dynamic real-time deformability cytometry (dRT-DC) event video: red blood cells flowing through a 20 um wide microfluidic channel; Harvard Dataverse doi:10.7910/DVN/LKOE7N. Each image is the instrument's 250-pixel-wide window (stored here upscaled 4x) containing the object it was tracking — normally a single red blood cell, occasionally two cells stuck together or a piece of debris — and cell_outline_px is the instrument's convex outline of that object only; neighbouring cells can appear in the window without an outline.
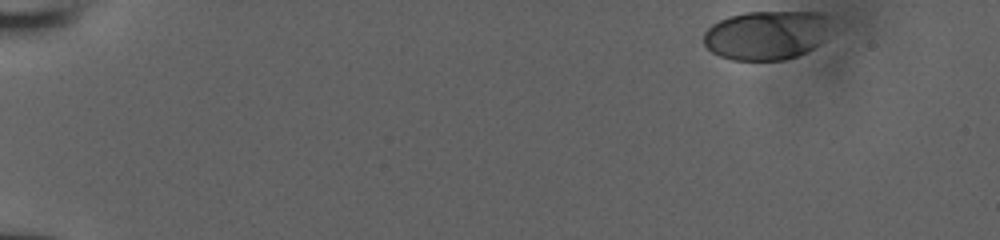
{"species": "human", "species_latin": "Homo sapiens", "temperature_condition": "room temperature", "stored_images_in_passage": 21, "camera_frame_rate_fps": 3000, "um_per_image_px": 0.085, "donor": {"sex": "male"}, "frame": {"image": 1, "passage_image": 1, "time_ms": 0.0, "image_size_px": [1000, 240], "cell_outline_px": [[828, 16], [824, 40], [820, 44], [796, 56], [784, 60], [732, 60], [720, 56], [712, 52], [704, 44], [704, 32], [712, 24], [728, 16], [744, 12], [820, 12]], "centroid_in_image_um": [65.1, 2.98], "position_along_channel_um": 19.9, "area_um2": 36.24}}
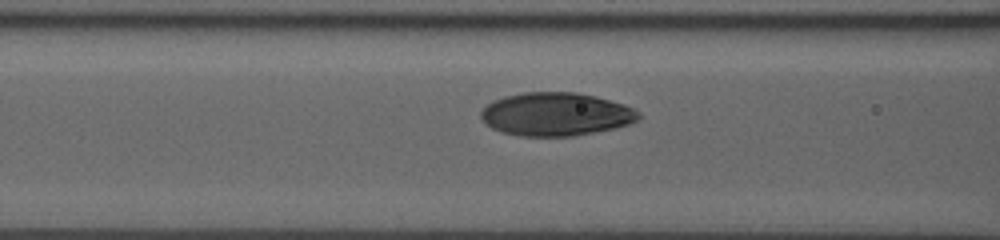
{"frame": {"image": 2, "passage_image": 15, "time_ms": 4.667, "image_size_px": [1000, 240], "cell_outline_px": [[640, 116], [636, 120], [628, 124], [616, 128], [572, 136], [520, 136], [500, 132], [484, 124], [480, 116], [480, 112], [492, 100], [504, 96], [524, 92], [576, 92], [596, 96], [624, 104], [640, 112]], "centroid_in_image_um": [47.22, 9.7], "position_along_channel_um": 119.4, "area_um2": 39.94}}
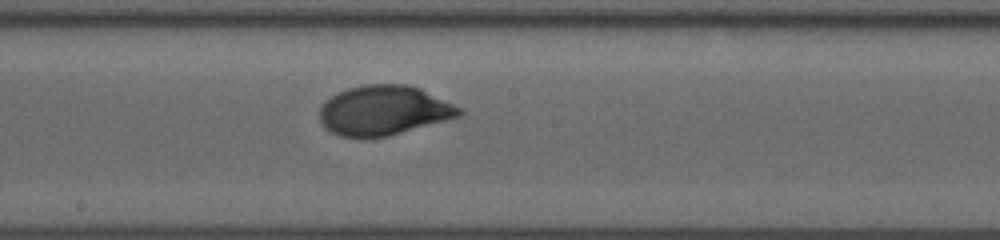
{"frame": {"image": 3, "passage_image": 21, "time_ms": 6.667, "image_size_px": [1000, 240], "cell_outline_px": [[464, 112], [460, 116], [388, 136], [340, 136], [324, 128], [320, 124], [320, 104], [324, 100], [348, 88], [364, 84], [408, 84], [420, 88], [460, 108]], "centroid_in_image_um": [32.58, 9.37], "position_along_channel_um": 215.6, "area_um2": 40.06}}